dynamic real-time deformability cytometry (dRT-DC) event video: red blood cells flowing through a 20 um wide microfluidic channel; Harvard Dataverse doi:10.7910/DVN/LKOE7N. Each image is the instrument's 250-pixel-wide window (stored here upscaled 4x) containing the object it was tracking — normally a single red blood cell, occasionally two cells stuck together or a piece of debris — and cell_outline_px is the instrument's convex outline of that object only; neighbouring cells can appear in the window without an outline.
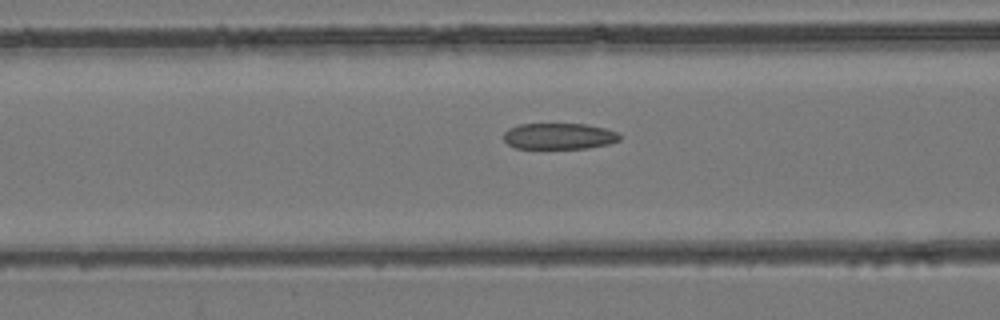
{"species": "common noctule bat (a hibernating species)", "species_latin": "Nyctalus noctula", "temperature_condition": "room temperature", "stored_images_in_passage": 25, "camera_frame_rate_fps": 3000, "um_per_image_px": 0.085, "animal": {"sex": "female", "body_mass_g": 24.6, "forearm_length_mm": 56.2}, "frame": {"image": 1, "passage_image": 14, "time_ms": 4.333, "image_size_px": [1000, 320], "cell_outline_px": [[620, 140], [608, 144], [588, 148], [516, 148], [508, 144], [504, 140], [504, 132], [508, 128], [520, 124], [584, 124], [604, 128], [616, 132], [620, 136]], "centroid_in_image_um": [47.5, 11.57], "position_along_channel_um": 119.1, "area_um2": 17.57}}
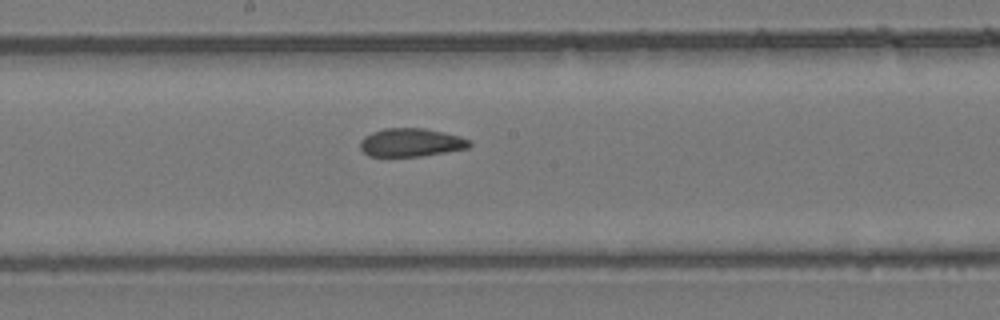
{"frame": {"image": 2, "passage_image": 20, "time_ms": 6.333, "image_size_px": [1000, 320], "cell_outline_px": [[472, 144], [468, 148], [420, 156], [368, 156], [360, 148], [360, 140], [364, 136], [372, 132], [384, 128], [424, 128], [444, 132], [460, 136], [468, 140]], "centroid_in_image_um": [34.91, 12.1], "position_along_channel_um": 213.3, "area_um2": 17.98}}
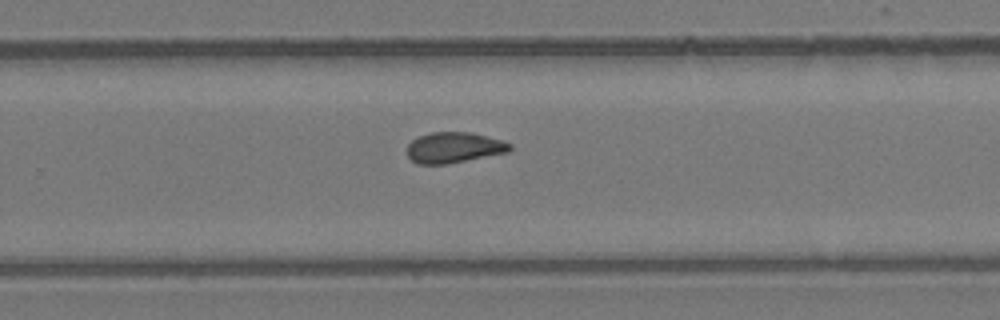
{"frame": {"image": 3, "passage_image": 25, "time_ms": 8.0, "image_size_px": [1000, 320], "cell_outline_px": [[512, 148], [508, 152], [448, 164], [416, 164], [408, 156], [408, 144], [416, 136], [432, 132], [472, 132], [500, 140], [512, 144]], "centroid_in_image_um": [38.57, 12.54], "position_along_channel_um": 291.2, "area_um2": 18.44}}